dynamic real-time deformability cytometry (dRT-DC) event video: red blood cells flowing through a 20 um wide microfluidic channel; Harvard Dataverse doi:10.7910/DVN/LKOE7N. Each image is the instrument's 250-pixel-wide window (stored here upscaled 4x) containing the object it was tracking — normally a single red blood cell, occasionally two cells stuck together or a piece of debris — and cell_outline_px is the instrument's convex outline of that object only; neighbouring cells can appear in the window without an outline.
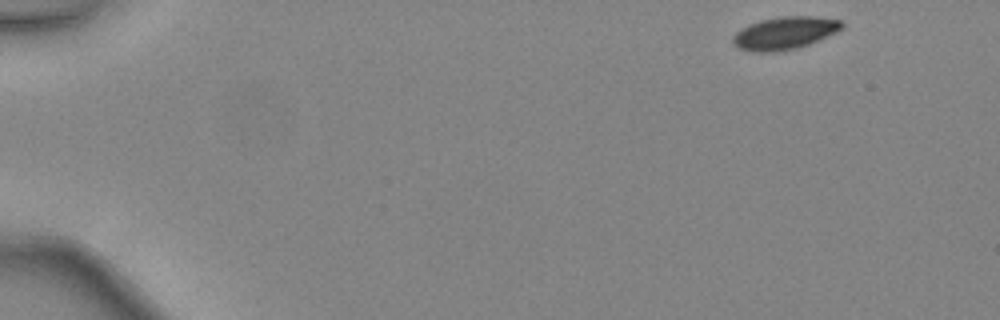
{"species": "common noctule bat (a hibernating species)", "species_latin": "Nyctalus noctula", "temperature_condition": "warm", "stored_images_in_passage": 43, "camera_frame_rate_fps": 3000, "um_per_image_px": 0.085, "animal": {"sex": "female", "body_mass_g": 24.6, "forearm_length_mm": 56.2}, "frame": {"image": 1, "passage_image": 1, "time_ms": 0.0, "image_size_px": [1000, 320], "cell_outline_px": [[844, 28], [836, 32], [808, 44], [796, 48], [772, 52], [752, 52], [736, 48], [732, 44], [732, 36], [740, 28], [748, 24], [760, 20], [780, 16], [816, 16], [840, 20], [844, 24]], "centroid_in_image_um": [66.65, 2.8], "position_along_channel_um": 18.4, "area_um2": 20.92}}
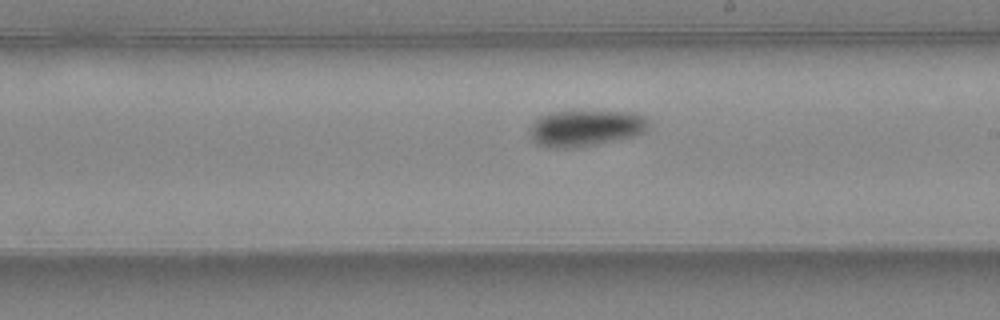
{"frame": {"image": 2, "passage_image": 25, "time_ms": 8.0, "image_size_px": [1000, 320], "cell_outline_px": [[648, 128], [644, 132], [636, 136], [592, 144], [568, 148], [548, 148], [532, 140], [528, 132], [528, 128], [540, 116], [548, 112], [636, 112], [644, 116], [648, 120]], "centroid_in_image_um": [49.75, 10.89], "position_along_channel_um": 239.2, "area_um2": 24.91}}
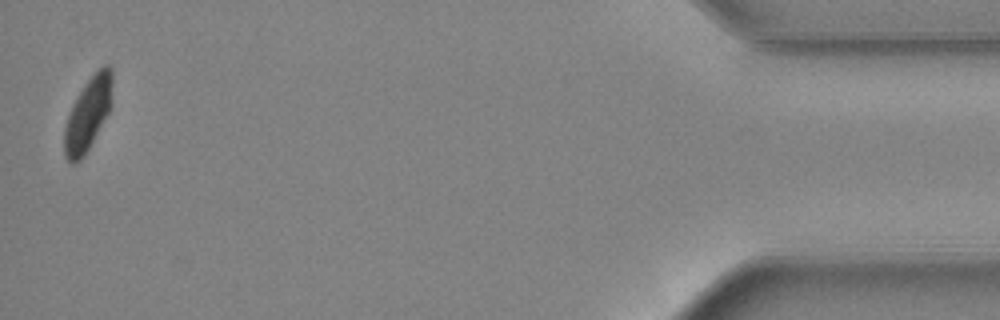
{"frame": {"image": 3, "passage_image": 43, "time_ms": 14.0, "image_size_px": [1000, 320], "cell_outline_px": [[112, 104], [108, 112], [84, 156], [80, 160], [72, 164], [64, 156], [64, 128], [72, 104], [88, 80], [104, 64], [108, 64], [112, 68]], "centroid_in_image_um": [7.48, 9.69], "position_along_channel_um": 427.7, "area_um2": 20.11}, "authors_computed_cell_mechanics": {"area_um2": 22.831, "velocity_mm_per_s": 4.4616, "shape_relaxation_time_tau1_ms": 3.0361, "shape_relaxation_time_tau2_ms": null, "deformation_change_tau1": 0.1145, "deformation_change_tau2": null}}